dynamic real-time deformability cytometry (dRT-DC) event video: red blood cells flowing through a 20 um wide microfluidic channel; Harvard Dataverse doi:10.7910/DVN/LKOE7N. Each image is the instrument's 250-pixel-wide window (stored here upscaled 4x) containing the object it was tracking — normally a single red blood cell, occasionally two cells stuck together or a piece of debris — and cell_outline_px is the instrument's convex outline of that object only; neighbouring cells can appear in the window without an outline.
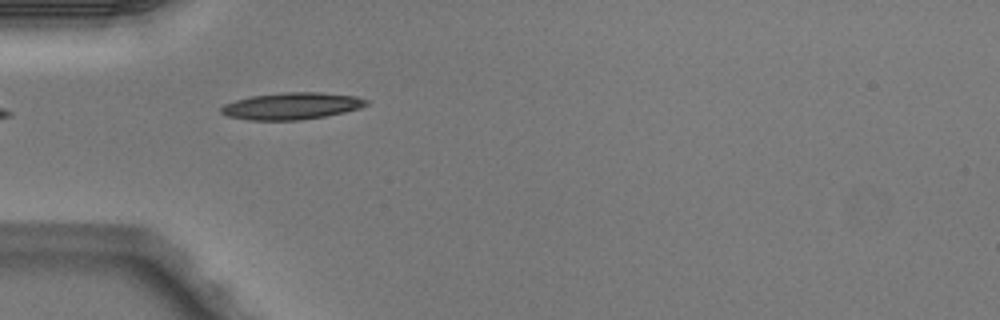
{"species": "Egyptian fruit bat (a non-hibernating species)", "species_latin": "Rousettus aegyptiacus", "temperature_condition": "warm", "stored_images_in_passage": 20, "camera_frame_rate_fps": 3000, "um_per_image_px": 0.085, "animal": {"sex": "male"}, "frame": {"image": 1, "passage_image": 1, "time_ms": 0.0, "image_size_px": [1000, 320], "cell_outline_px": [[368, 104], [360, 108], [344, 112], [324, 116], [300, 120], [252, 120], [228, 116], [220, 112], [220, 108], [224, 104], [236, 100], [252, 96], [284, 92], [320, 92], [356, 96], [368, 100]], "centroid_in_image_um": [24.8, 9.0], "position_along_channel_um": 60.2, "area_um2": 22.6}}